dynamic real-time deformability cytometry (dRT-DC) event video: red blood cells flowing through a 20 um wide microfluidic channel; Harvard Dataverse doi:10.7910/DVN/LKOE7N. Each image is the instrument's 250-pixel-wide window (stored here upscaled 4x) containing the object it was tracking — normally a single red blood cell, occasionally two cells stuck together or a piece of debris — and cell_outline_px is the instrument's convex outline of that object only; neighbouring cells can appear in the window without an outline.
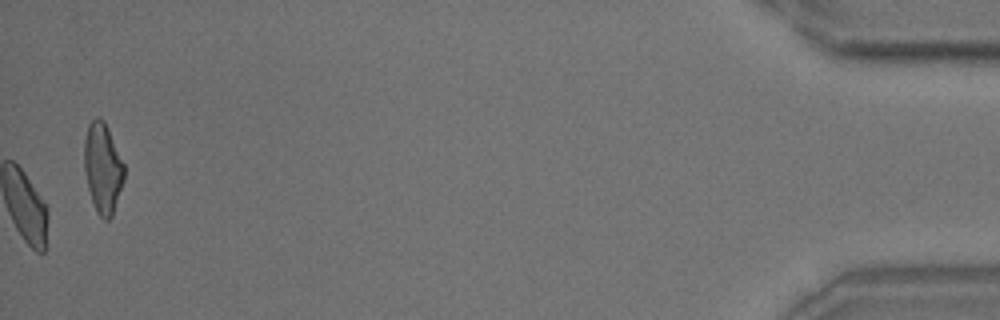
{"species": "common noctule bat (a hibernating species)", "species_latin": "Nyctalus noctula", "temperature_condition": "room temperature", "stored_images_in_passage": 56, "camera_frame_rate_fps": 3000, "um_per_image_px": 0.085, "animal": {"sex": "male", "body_mass_g": 18.8}, "frame": {"image": 1, "passage_image": 56, "time_ms": 18.333, "image_size_px": [1000, 320], "cell_outline_px": [[124, 180], [112, 216], [108, 220], [104, 220], [96, 212], [88, 188], [84, 168], [84, 140], [88, 124], [96, 116], [100, 116], [104, 120], [108, 128], [124, 164]], "centroid_in_image_um": [8.73, 14.26], "position_along_channel_um": 426.5, "area_um2": 21.04}, "authors_computed_cell_mechanics": {"area_um2": 20.0566, "velocity_mm_per_s": 3.6144, "shape_relaxation_time_tau1_ms": 6.8358, "shape_relaxation_time_tau2_ms": 2.3806, "deformation_change_tau1": 0.1207, "deformation_change_tau2": 0.0815}}